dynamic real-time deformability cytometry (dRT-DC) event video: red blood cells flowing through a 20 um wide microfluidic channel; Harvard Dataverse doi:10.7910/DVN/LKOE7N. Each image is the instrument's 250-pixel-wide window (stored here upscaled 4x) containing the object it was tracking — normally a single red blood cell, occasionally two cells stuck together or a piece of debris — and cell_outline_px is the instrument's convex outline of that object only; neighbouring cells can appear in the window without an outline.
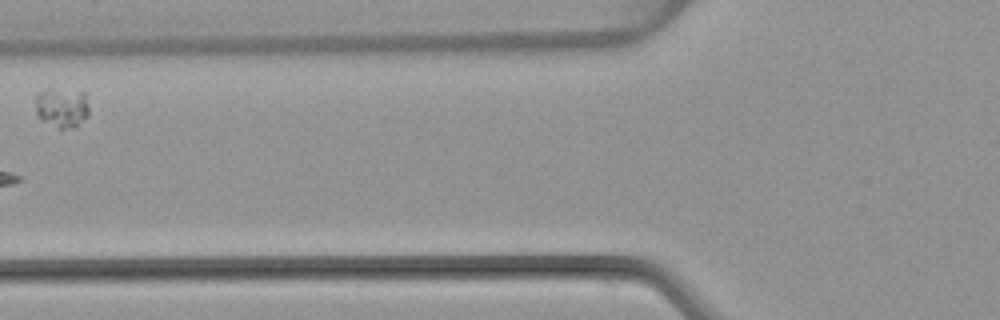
{"species": "common noctule bat (a hibernating species)", "species_latin": "Nyctalus noctula", "temperature_condition": "warm", "stored_images_in_passage": 7, "camera_frame_rate_fps": 3000, "um_per_image_px": 0.085, "animal": {"sex": "female", "body_mass_g": 22.7, "forearm_length_mm": 54.2}, "frame": {"image": 1, "passage_image": 6, "time_ms": 6.0, "image_size_px": [1000, 320], "cell_outline_px": [[88, 116], [76, 128], [60, 132], [40, 120], [36, 112], [36, 96], [44, 88], [48, 88], [84, 92], [88, 104]], "centroid_in_image_um": [5.25, 9.21], "position_along_channel_um": 120.5, "area_um2": 13.06}}
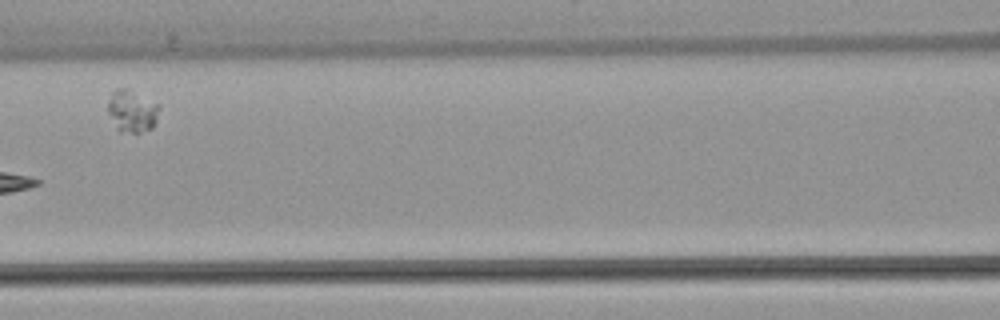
{"frame": {"image": 2, "passage_image": 7, "time_ms": 7.0, "image_size_px": [1000, 320], "cell_outline_px": [[160, 108], [156, 120], [152, 128], [140, 132], [120, 132], [116, 128], [108, 112], [108, 100], [112, 92], [116, 88], [128, 88], [156, 104]], "centroid_in_image_um": [11.19, 9.44], "position_along_channel_um": 155.4, "area_um2": 12.43}}